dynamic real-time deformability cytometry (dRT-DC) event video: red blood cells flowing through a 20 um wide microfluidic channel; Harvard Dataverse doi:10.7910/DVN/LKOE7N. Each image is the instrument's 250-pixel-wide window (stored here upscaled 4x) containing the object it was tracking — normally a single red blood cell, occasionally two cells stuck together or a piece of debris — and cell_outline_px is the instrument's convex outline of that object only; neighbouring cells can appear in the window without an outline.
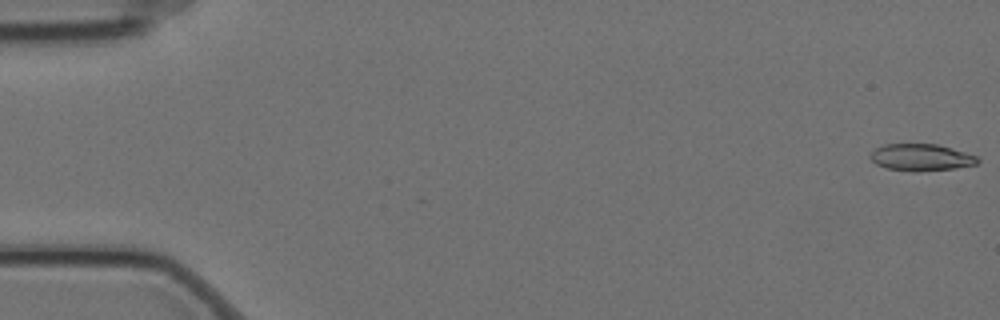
{"species": "Egyptian fruit bat (a non-hibernating species)", "species_latin": "Rousettus aegyptiacus", "temperature_condition": "cold", "stored_images_in_passage": 5, "camera_frame_rate_fps": 3000, "um_per_image_px": 0.085, "animal": {"sex": "female"}, "frame": {"image": 1, "passage_image": 1, "time_ms": 0.0, "image_size_px": [1000, 320], "cell_outline_px": [[980, 160], [976, 164], [956, 168], [916, 172], [912, 172], [888, 168], [876, 164], [868, 156], [876, 148], [884, 144], [936, 144], [952, 148], [976, 156]], "centroid_in_image_um": [78.28, 13.38], "position_along_channel_um": 6.7, "area_um2": 16.76}}
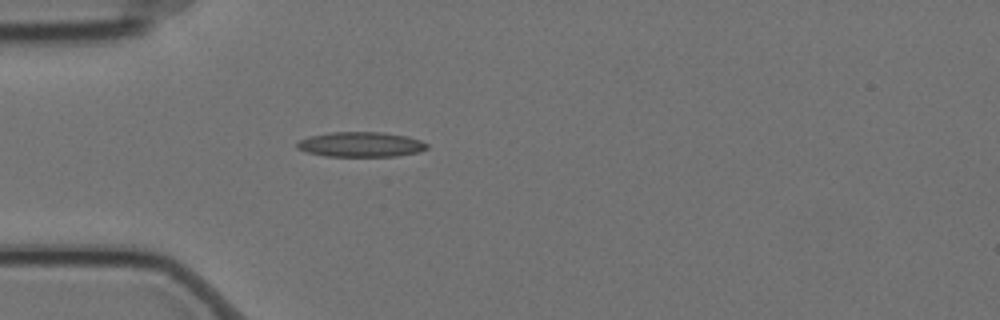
{"frame": {"image": 2, "passage_image": 5, "time_ms": 1.333, "image_size_px": [1000, 320], "cell_outline_px": [[428, 148], [420, 152], [396, 156], [324, 156], [308, 152], [296, 148], [296, 144], [300, 140], [308, 136], [332, 132], [384, 132], [404, 136], [420, 140], [428, 144]], "centroid_in_image_um": [30.67, 12.28], "position_along_channel_um": 54.3, "area_um2": 18.9}}